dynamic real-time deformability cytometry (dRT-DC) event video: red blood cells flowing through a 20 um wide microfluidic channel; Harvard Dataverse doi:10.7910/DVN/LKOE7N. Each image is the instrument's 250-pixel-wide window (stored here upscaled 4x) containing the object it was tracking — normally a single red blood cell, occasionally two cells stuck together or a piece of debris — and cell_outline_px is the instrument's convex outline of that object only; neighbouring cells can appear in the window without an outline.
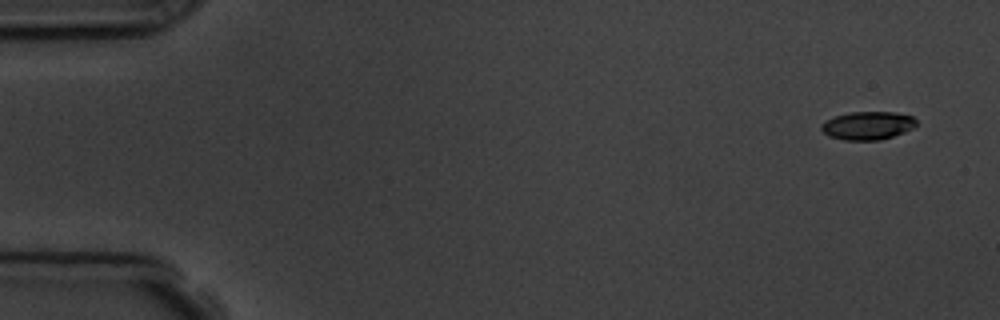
{"species": "common noctule bat (a hibernating species)", "species_latin": "Nyctalus noctula", "temperature_condition": "room temperature", "stored_images_in_passage": 11, "camera_frame_rate_fps": 3000, "um_per_image_px": 0.085, "animal": {"sex": "male", "body_mass_g": 19.5, "forearm_length_mm": 54.6}, "frame": {"image": 1, "passage_image": 1, "time_ms": 0.0, "image_size_px": [1000, 320], "cell_outline_px": [[916, 124], [912, 128], [904, 132], [880, 140], [844, 140], [828, 136], [820, 128], [820, 124], [832, 116], [848, 112], [896, 112], [912, 116], [916, 120]], "centroid_in_image_um": [73.71, 10.66], "position_along_channel_um": 11.3, "area_um2": 15.72}}
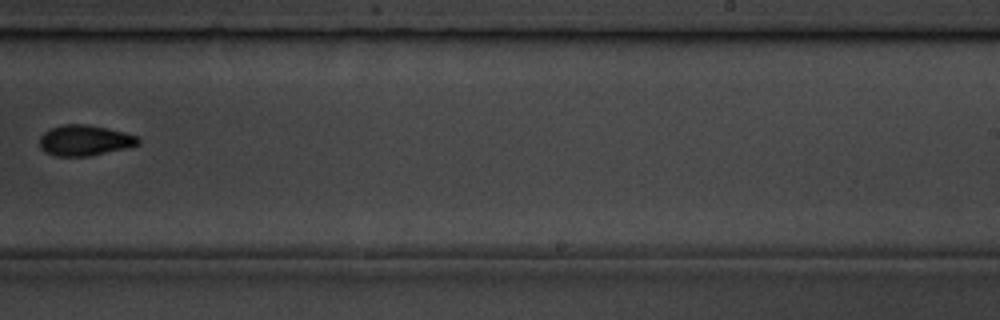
{"frame": {"image": 2, "passage_image": 10, "time_ms": 10.667, "image_size_px": [1000, 320], "cell_outline_px": [[140, 144], [124, 148], [88, 156], [56, 156], [44, 152], [40, 148], [40, 136], [44, 132], [52, 128], [64, 124], [84, 124], [108, 128], [124, 132], [136, 136], [140, 140]], "centroid_in_image_um": [7.17, 11.93], "position_along_channel_um": 281.8, "area_um2": 17.46}}
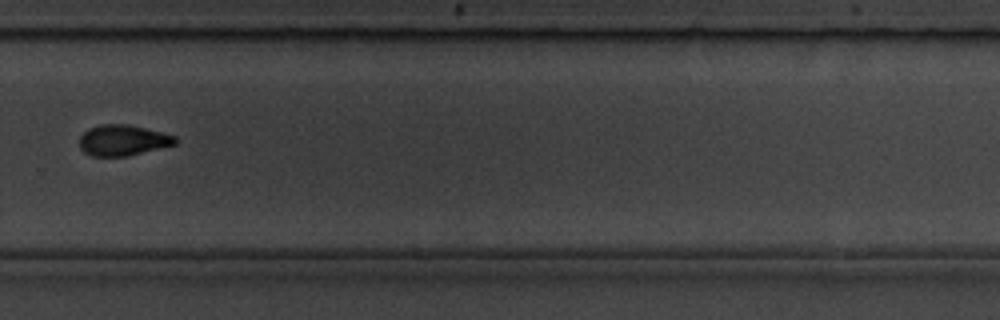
{"frame": {"image": 3, "passage_image": 11, "time_ms": 11.667, "image_size_px": [1000, 320], "cell_outline_px": [[176, 144], [128, 156], [92, 156], [84, 152], [80, 148], [80, 136], [88, 128], [100, 124], [128, 124], [176, 136]], "centroid_in_image_um": [10.42, 11.92], "position_along_channel_um": 319.4, "area_um2": 17.11}}